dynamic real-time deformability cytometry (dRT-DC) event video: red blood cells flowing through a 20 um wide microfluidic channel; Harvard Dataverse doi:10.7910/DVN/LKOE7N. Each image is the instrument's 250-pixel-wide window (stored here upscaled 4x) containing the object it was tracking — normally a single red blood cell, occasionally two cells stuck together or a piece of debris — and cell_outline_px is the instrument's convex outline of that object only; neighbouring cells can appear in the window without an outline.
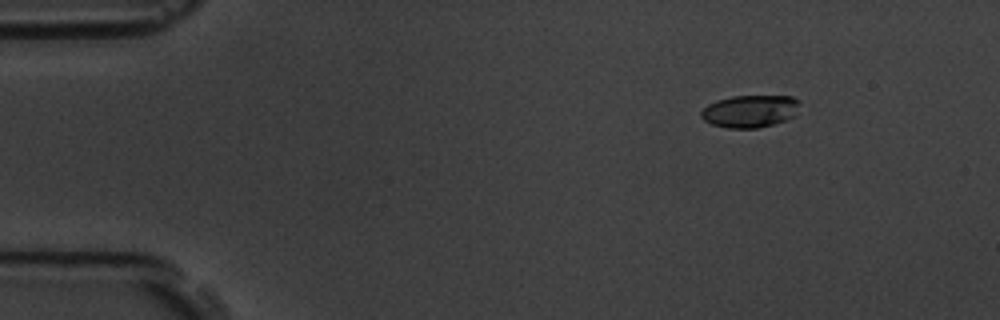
{"species": "common noctule bat (a hibernating species)", "species_latin": "Nyctalus noctula", "temperature_condition": "room temperature", "stored_images_in_passage": 3, "camera_frame_rate_fps": 3000, "um_per_image_px": 0.085, "animal": {"sex": "male", "body_mass_g": 19.5, "forearm_length_mm": 54.6}, "frame": {"image": 1, "passage_image": 1, "time_ms": 0.0, "image_size_px": [1000, 320], "cell_outline_px": [[800, 100], [796, 116], [772, 124], [756, 128], [728, 128], [712, 124], [704, 120], [700, 116], [700, 112], [708, 104], [716, 100], [732, 96], [792, 96]], "centroid_in_image_um": [63.76, 9.44], "position_along_channel_um": 21.2, "area_um2": 18.67}}